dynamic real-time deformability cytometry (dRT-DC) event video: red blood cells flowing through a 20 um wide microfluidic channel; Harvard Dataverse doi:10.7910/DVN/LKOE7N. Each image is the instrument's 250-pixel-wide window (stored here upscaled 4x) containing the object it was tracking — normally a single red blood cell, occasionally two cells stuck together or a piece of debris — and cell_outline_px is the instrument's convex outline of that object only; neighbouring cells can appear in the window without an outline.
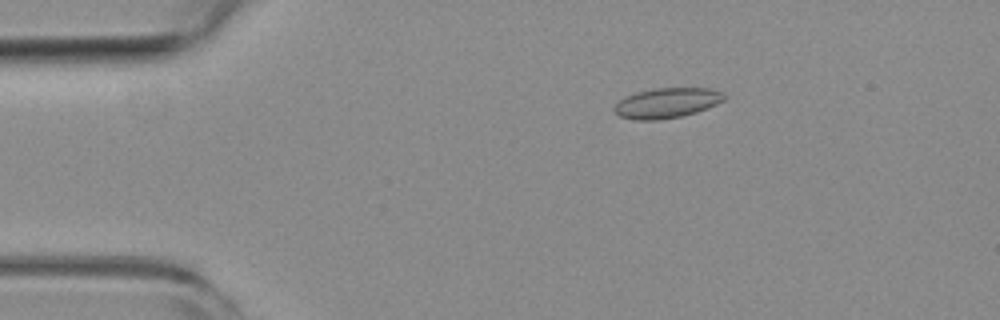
{"species": "common noctule bat (a hibernating species)", "species_latin": "Nyctalus noctula", "temperature_condition": "room temperature", "stored_images_in_passage": 55, "camera_frame_rate_fps": 3000, "um_per_image_px": 0.085, "animal": {"sex": "female", "body_mass_g": 19.3, "forearm_length_mm": 54.1}, "frame": {"image": 1, "passage_image": 10, "time_ms": 3.0, "image_size_px": [1000, 320], "cell_outline_px": [[728, 96], [724, 100], [716, 104], [696, 112], [680, 116], [660, 120], [636, 120], [620, 116], [612, 108], [624, 96], [636, 92], [652, 88], [712, 88], [724, 92]], "centroid_in_image_um": [56.7, 8.73], "position_along_channel_um": 28.3, "area_um2": 19.42}}
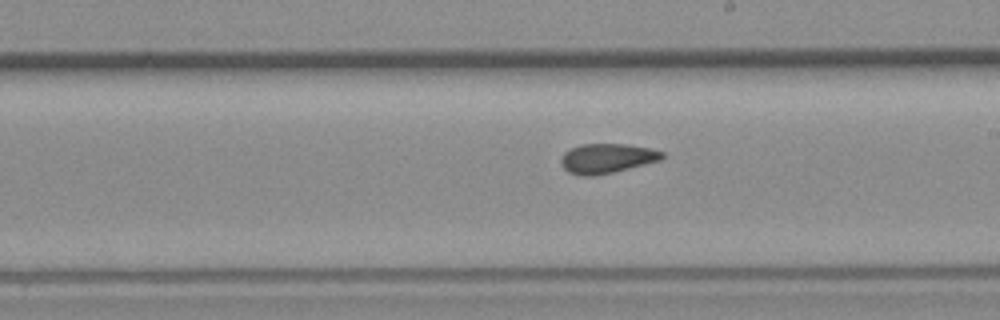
{"frame": {"image": 2, "passage_image": 31, "time_ms": 10.0, "image_size_px": [1000, 320], "cell_outline_px": [[664, 156], [660, 160], [596, 176], [580, 176], [568, 172], [560, 164], [560, 160], [564, 152], [580, 144], [624, 144], [652, 148], [664, 152]], "centroid_in_image_um": [51.56, 13.46], "position_along_channel_um": 237.4, "area_um2": 17.46}}
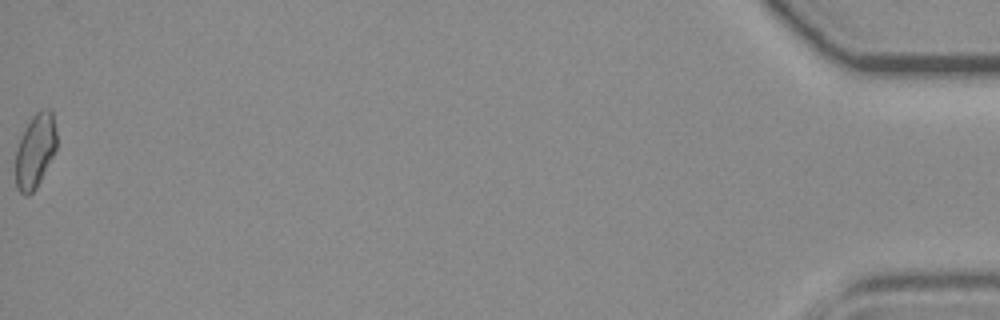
{"frame": {"image": 3, "passage_image": 55, "time_ms": 18.0, "image_size_px": [1000, 320], "cell_outline_px": [[56, 152], [36, 188], [28, 196], [24, 196], [16, 188], [16, 148], [32, 116], [36, 112], [44, 108], [48, 108], [52, 112], [56, 132]], "centroid_in_image_um": [3.0, 12.85], "position_along_channel_um": 432.2, "area_um2": 17.69}, "authors_computed_cell_mechanics": {"area_um2": 17.7446, "velocity_mm_per_s": 3.7946, "shape_relaxation_time_tau1_ms": null, "shape_relaxation_time_tau2_ms": 3.4521, "deformation_change_tau1": null, "deformation_change_tau2": 0.0806}}